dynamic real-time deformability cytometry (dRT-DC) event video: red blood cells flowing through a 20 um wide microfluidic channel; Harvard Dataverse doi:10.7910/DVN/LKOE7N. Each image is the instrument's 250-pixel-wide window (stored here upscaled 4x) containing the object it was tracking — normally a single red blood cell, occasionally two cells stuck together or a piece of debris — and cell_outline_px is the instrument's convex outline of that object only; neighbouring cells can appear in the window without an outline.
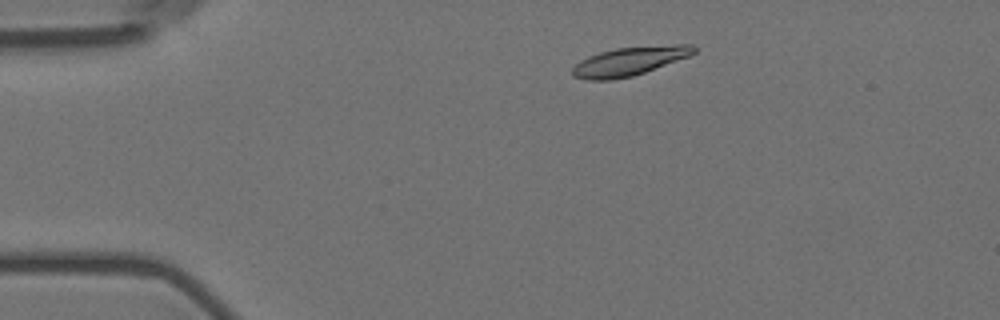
{"species": "Egyptian fruit bat (a non-hibernating species)", "species_latin": "Rousettus aegyptiacus", "temperature_condition": "room temperature", "stored_images_in_passage": 4, "camera_frame_rate_fps": 3000, "um_per_image_px": 0.085, "animal": {"sex": "female"}, "frame": {"image": 1, "passage_image": 1, "time_ms": 0.0, "image_size_px": [1000, 320], "cell_outline_px": [[696, 52], [688, 56], [644, 72], [632, 76], [612, 80], [584, 80], [572, 76], [572, 68], [580, 60], [588, 56], [600, 52], [616, 48], [676, 44], [692, 44], [696, 48]], "centroid_in_image_um": [53.46, 5.2], "position_along_channel_um": 31.5, "area_um2": 20.23}}
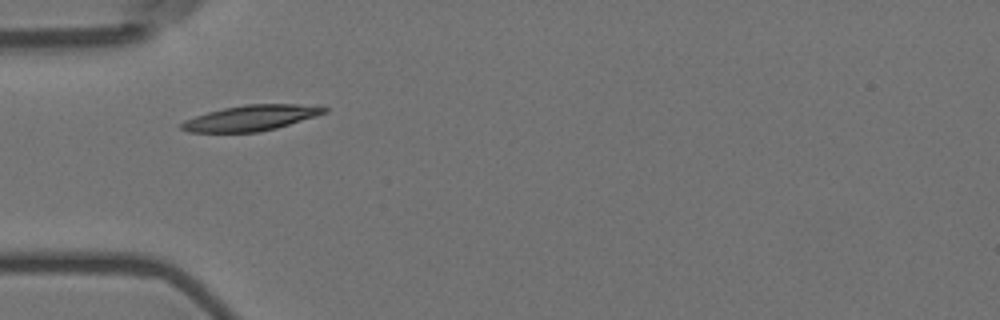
{"frame": {"image": 2, "passage_image": 3, "time_ms": 0.667, "image_size_px": [1000, 320], "cell_outline_px": [[328, 112], [316, 116], [276, 128], [260, 132], [188, 132], [180, 128], [180, 124], [184, 120], [208, 112], [224, 108], [244, 104], [296, 104], [328, 108]], "centroid_in_image_um": [21.31, 10.03], "position_along_channel_um": 63.7, "area_um2": 21.1}}
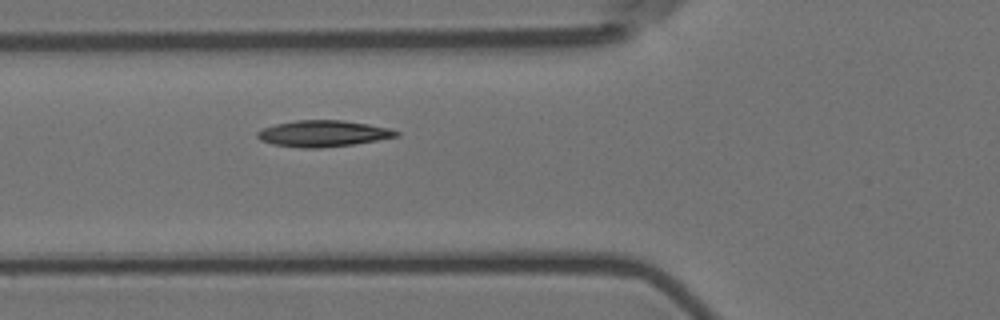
{"frame": {"image": 3, "passage_image": 4, "time_ms": 1.0, "image_size_px": [1000, 320], "cell_outline_px": [[400, 136], [352, 144], [320, 148], [304, 148], [272, 144], [260, 140], [256, 136], [256, 132], [264, 128], [276, 124], [296, 120], [344, 120], [392, 128], [400, 132]], "centroid_in_image_um": [27.48, 11.34], "position_along_channel_um": 98.3, "area_um2": 21.27}}